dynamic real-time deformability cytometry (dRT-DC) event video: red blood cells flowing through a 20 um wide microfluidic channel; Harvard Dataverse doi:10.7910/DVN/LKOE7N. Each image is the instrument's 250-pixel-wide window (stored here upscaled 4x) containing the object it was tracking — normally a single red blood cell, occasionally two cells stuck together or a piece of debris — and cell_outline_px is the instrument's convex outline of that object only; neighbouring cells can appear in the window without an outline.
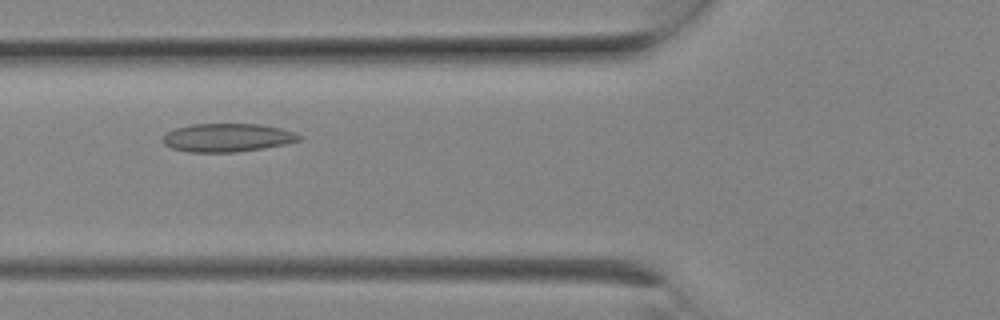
{"species": "Egyptian fruit bat (a non-hibernating species)", "species_latin": "Rousettus aegyptiacus", "temperature_condition": "room temperature", "stored_images_in_passage": 7, "camera_frame_rate_fps": 3000, "um_per_image_px": 0.085, "animal": {"sex": "female"}, "frame": {"image": 1, "passage_image": 6, "time_ms": 1.667, "image_size_px": [1000, 320], "cell_outline_px": [[304, 136], [300, 140], [284, 144], [264, 148], [236, 152], [188, 152], [172, 148], [164, 144], [160, 140], [168, 132], [176, 128], [192, 124], [260, 124], [280, 128]], "centroid_in_image_um": [19.31, 11.7], "position_along_channel_um": 106.5, "area_um2": 22.48}}
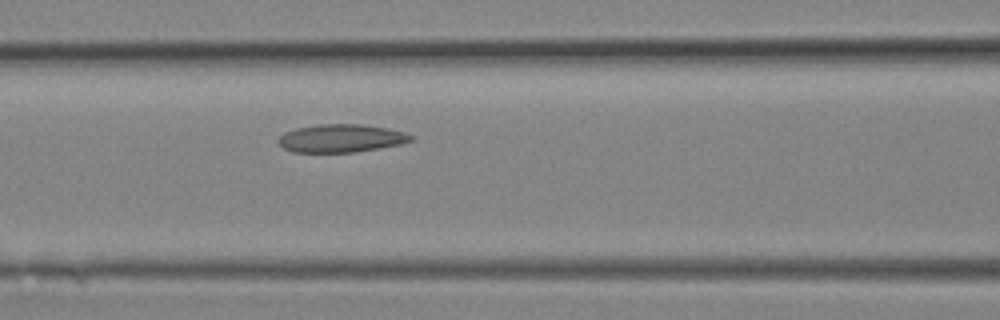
{"frame": {"image": 2, "passage_image": 7, "time_ms": 2.0, "image_size_px": [1000, 320], "cell_outline_px": [[416, 136], [412, 140], [400, 144], [380, 148], [356, 152], [292, 152], [284, 148], [276, 140], [284, 132], [296, 128], [320, 124], [360, 124], [388, 128], [404, 132]], "centroid_in_image_um": [29.0, 11.75], "position_along_channel_um": 137.6, "area_um2": 21.73}}